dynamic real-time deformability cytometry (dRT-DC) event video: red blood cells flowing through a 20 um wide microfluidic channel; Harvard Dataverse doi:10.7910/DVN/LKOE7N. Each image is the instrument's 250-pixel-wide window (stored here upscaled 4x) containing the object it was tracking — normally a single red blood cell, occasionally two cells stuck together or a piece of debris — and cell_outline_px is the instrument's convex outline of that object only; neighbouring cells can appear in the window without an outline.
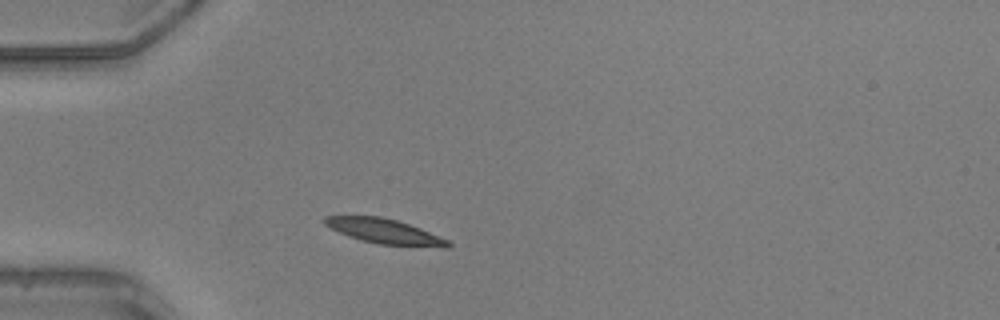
{"species": "common noctule bat (a hibernating species)", "species_latin": "Nyctalus noctula", "temperature_condition": "warm", "stored_images_in_passage": 10, "camera_frame_rate_fps": 3000, "um_per_image_px": 0.085, "animal": {"sex": "male", "body_mass_g": 20.5, "forearm_length_mm": 52.5}, "frame": {"image": 1, "passage_image": 1, "time_ms": 0.0, "image_size_px": [1000, 320], "cell_outline_px": [[452, 244], [448, 248], [444, 248], [380, 244], [360, 240], [348, 236], [324, 224], [324, 216], [380, 216], [396, 220], [420, 228], [448, 240]], "centroid_in_image_um": [32.72, 19.67], "position_along_channel_um": 52.3, "area_um2": 17.74}}